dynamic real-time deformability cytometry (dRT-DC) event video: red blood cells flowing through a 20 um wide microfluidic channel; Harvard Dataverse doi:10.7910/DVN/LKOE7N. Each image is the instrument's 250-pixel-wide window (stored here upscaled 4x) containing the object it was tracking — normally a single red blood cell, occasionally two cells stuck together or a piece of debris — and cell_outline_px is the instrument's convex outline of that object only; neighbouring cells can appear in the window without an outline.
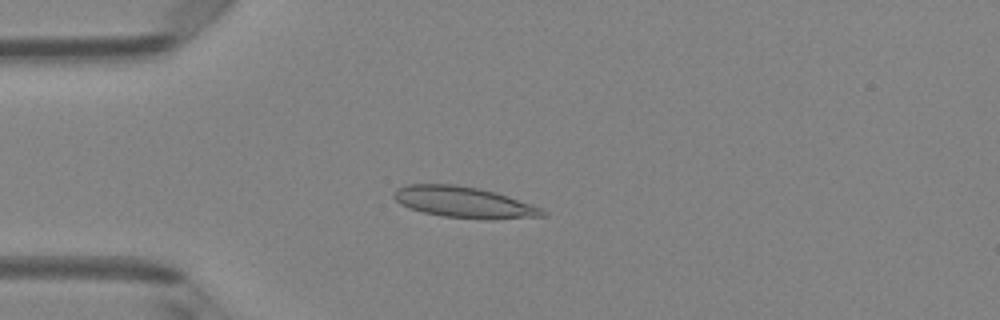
{"species": "Egyptian fruit bat (a non-hibernating species)", "species_latin": "Rousettus aegyptiacus", "temperature_condition": "room temperature", "stored_images_in_passage": 5, "camera_frame_rate_fps": 3000, "um_per_image_px": 0.085, "animal": {"sex": "female"}, "frame": {"image": 1, "passage_image": 4, "time_ms": 1.0, "image_size_px": [1000, 320], "cell_outline_px": [[548, 216], [492, 220], [484, 220], [444, 216], [424, 212], [400, 204], [392, 196], [392, 192], [396, 188], [408, 184], [456, 184], [480, 188], [496, 192], [544, 208], [548, 212]], "centroid_in_image_um": [39.5, 17.19], "position_along_channel_um": 45.5, "area_um2": 27.4}}